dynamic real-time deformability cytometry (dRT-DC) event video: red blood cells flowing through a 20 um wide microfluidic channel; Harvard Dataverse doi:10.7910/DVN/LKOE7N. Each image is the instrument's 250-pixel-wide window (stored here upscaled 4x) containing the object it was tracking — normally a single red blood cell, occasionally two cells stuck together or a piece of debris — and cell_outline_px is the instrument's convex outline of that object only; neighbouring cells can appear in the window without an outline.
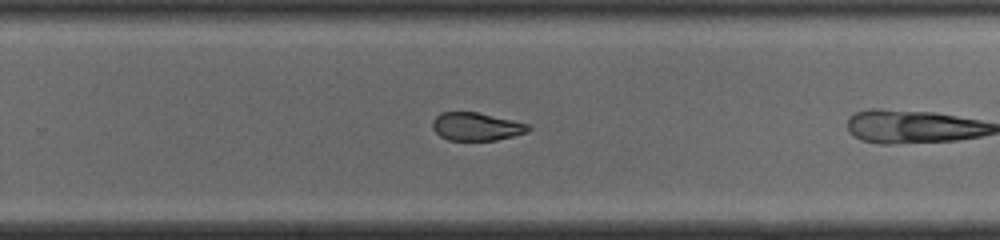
{"species": "common noctule bat (a hibernating species)", "species_latin": "Nyctalus noctula", "temperature_condition": "cold", "stored_images_in_passage": 19, "segment_of_instrument_passage": [2, 2], "camera_frame_rate_fps": 3000, "um_per_image_px": 0.085, "animal": {"sex": "male", "body_mass_g": 19.0, "forearm_length_mm": 50.8}, "frame": {"image": 1, "passage_image": 15, "time_ms": 4.667, "image_size_px": [1000, 240], "cell_outline_px": [[532, 128], [528, 132], [496, 140], [448, 140], [440, 136], [432, 128], [432, 120], [440, 112], [476, 112], [532, 124]], "centroid_in_image_um": [40.51, 10.75], "position_along_channel_um": 289.3, "area_um2": 15.78}}
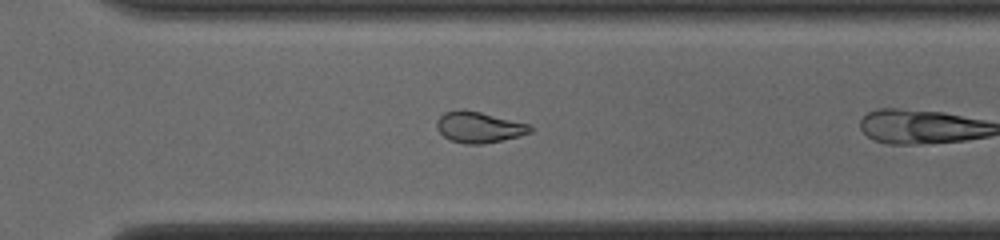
{"frame": {"image": 2, "passage_image": 18, "time_ms": 5.667, "image_size_px": [1000, 240], "cell_outline_px": [[532, 132], [484, 144], [464, 144], [452, 140], [444, 136], [436, 128], [436, 120], [444, 112], [464, 108], [532, 124]], "centroid_in_image_um": [40.7, 10.79], "position_along_channel_um": 329.9, "area_um2": 16.99}}